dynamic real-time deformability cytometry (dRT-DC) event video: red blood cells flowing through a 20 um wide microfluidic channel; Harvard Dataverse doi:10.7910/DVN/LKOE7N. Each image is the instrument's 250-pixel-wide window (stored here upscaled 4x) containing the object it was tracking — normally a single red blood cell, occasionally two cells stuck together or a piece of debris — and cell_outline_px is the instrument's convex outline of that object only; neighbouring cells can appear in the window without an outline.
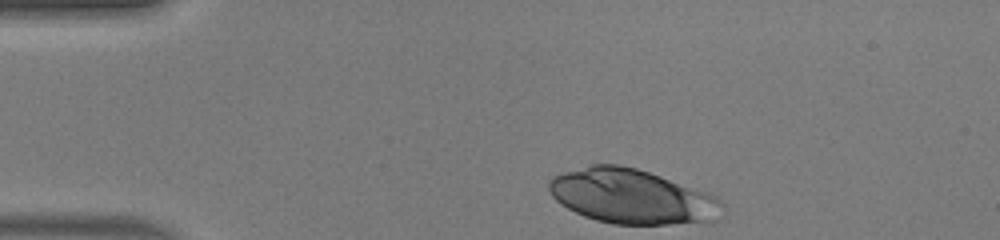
{"species": "human", "species_latin": "Homo sapiens", "temperature_condition": "warm", "stored_images_in_passage": 32, "camera_frame_rate_fps": 3000, "um_per_image_px": 0.085, "donor": {"sex": "male"}, "frame": {"image": 1, "passage_image": 1, "time_ms": 0.0, "image_size_px": [1000, 240], "cell_outline_px": [[724, 204], [716, 220], [668, 224], [612, 224], [596, 220], [584, 216], [560, 204], [552, 196], [548, 188], [548, 180], [552, 176], [564, 172], [592, 164], [620, 164], [636, 168], [720, 196]], "centroid_in_image_um": [53.7, 16.69], "position_along_channel_um": 31.3, "area_um2": 55.14}}